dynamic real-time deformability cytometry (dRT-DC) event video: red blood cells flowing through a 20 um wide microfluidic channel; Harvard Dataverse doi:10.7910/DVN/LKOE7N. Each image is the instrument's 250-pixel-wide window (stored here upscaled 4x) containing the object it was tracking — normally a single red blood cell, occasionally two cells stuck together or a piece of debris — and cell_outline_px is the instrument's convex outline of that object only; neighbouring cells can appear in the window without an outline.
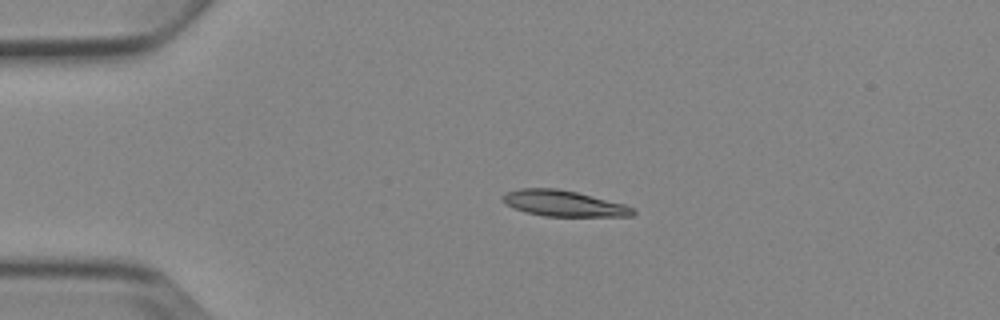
{"species": "Egyptian fruit bat (a non-hibernating species)", "species_latin": "Rousettus aegyptiacus", "temperature_condition": "cold", "stored_images_in_passage": 4, "camera_frame_rate_fps": 3000, "um_per_image_px": 0.085, "animal": {"sex": "female"}, "frame": {"image": 1, "passage_image": 3, "time_ms": 2.333, "image_size_px": [1000, 320], "cell_outline_px": [[636, 212], [632, 216], [544, 216], [528, 212], [504, 204], [500, 200], [500, 196], [504, 192], [520, 188], [556, 188], [576, 192], [624, 204], [636, 208]], "centroid_in_image_um": [47.87, 17.28], "position_along_channel_um": 37.1, "area_um2": 19.71}}
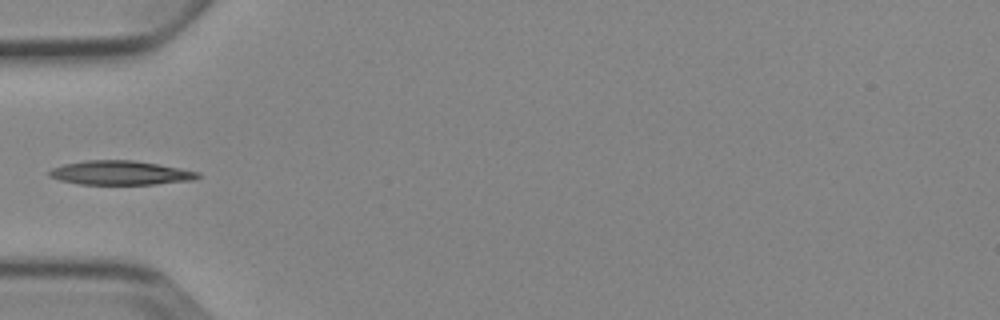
{"frame": {"image": 2, "passage_image": 4, "time_ms": 4.333, "image_size_px": [1000, 320], "cell_outline_px": [[200, 176], [192, 180], [156, 184], [80, 184], [60, 180], [48, 176], [48, 172], [52, 168], [64, 164], [84, 160], [132, 160], [180, 168], [200, 172]], "centroid_in_image_um": [10.21, 14.69], "position_along_channel_um": 74.8, "area_um2": 20.75}}